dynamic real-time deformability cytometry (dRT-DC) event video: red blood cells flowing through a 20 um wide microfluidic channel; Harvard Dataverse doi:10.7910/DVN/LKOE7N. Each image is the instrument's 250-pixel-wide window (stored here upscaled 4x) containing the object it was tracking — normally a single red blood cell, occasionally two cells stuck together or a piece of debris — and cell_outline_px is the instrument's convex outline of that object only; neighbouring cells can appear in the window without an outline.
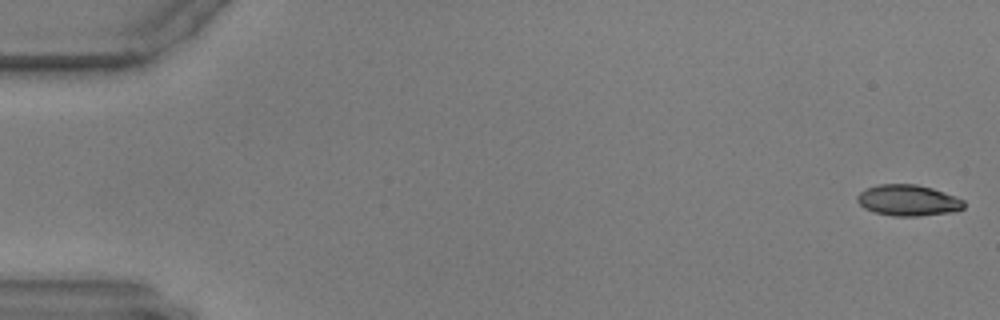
{"species": "common noctule bat (a hibernating species)", "species_latin": "Nyctalus noctula", "temperature_condition": "warm", "stored_images_in_passage": 43, "camera_frame_rate_fps": 3000, "um_per_image_px": 0.085, "animal": {"sex": "male", "body_mass_g": 17.9, "forearm_length_mm": 54.2}, "frame": {"image": 1, "passage_image": 1, "time_ms": 0.0, "image_size_px": [1000, 320], "cell_outline_px": [[964, 208], [956, 212], [920, 216], [892, 216], [872, 212], [864, 208], [856, 200], [856, 196], [860, 192], [876, 184], [916, 184], [932, 188], [956, 196], [964, 200]], "centroid_in_image_um": [77.2, 17.04], "position_along_channel_um": 7.8, "area_um2": 19.59}}
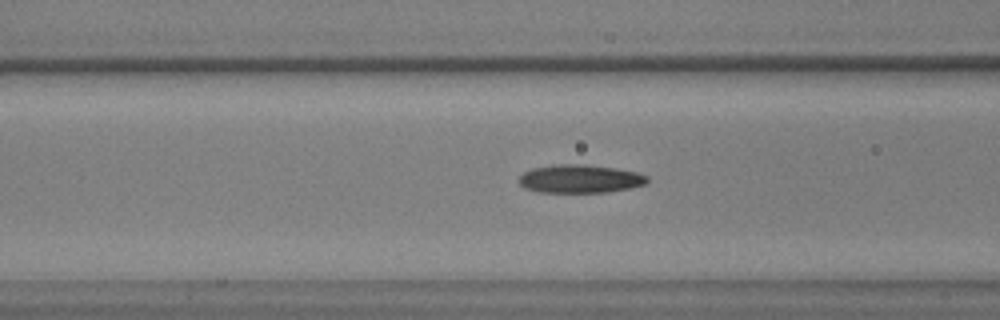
{"frame": {"image": 2, "passage_image": 23, "time_ms": 7.333, "image_size_px": [1000, 320], "cell_outline_px": [[648, 184], [608, 192], [540, 192], [524, 188], [520, 184], [520, 176], [524, 172], [532, 168], [552, 164], [584, 164], [616, 168], [636, 172], [648, 176]], "centroid_in_image_um": [49.31, 15.19], "position_along_channel_um": 117.3, "area_um2": 21.21}}
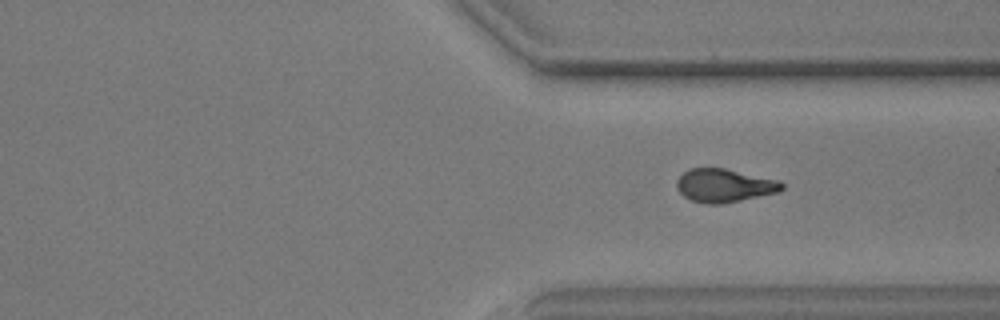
{"frame": {"image": 3, "passage_image": 43, "time_ms": 14.0, "image_size_px": [1000, 320], "cell_outline_px": [[784, 188], [780, 192], [720, 204], [708, 204], [692, 200], [684, 196], [676, 188], [676, 180], [688, 168], [724, 168], [780, 180], [784, 184]], "centroid_in_image_um": [61.58, 15.76], "position_along_channel_um": 349.8, "area_um2": 20.46}}